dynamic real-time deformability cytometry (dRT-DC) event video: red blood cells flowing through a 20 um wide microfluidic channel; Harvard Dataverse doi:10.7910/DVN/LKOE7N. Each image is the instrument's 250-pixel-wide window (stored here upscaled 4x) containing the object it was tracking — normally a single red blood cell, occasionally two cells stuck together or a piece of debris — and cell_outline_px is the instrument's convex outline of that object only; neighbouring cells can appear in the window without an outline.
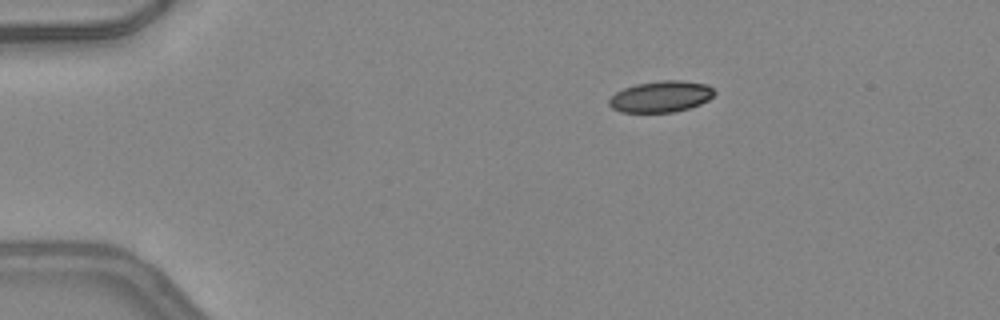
{"species": "common noctule bat (a hibernating species)", "species_latin": "Nyctalus noctula", "temperature_condition": "warm", "stored_images_in_passage": 41, "camera_frame_rate_fps": 3000, "um_per_image_px": 0.085, "animal": {"sex": "female", "body_mass_g": 24.6, "forearm_length_mm": 56.2}, "frame": {"image": 1, "passage_image": 1, "time_ms": 0.0, "image_size_px": [1000, 320], "cell_outline_px": [[716, 92], [708, 100], [700, 104], [688, 108], [672, 112], [620, 112], [612, 108], [608, 104], [608, 100], [616, 92], [624, 88], [636, 84], [660, 80], [680, 80], [708, 84]], "centroid_in_image_um": [56.17, 8.2], "position_along_channel_um": 28.8, "area_um2": 19.19}}
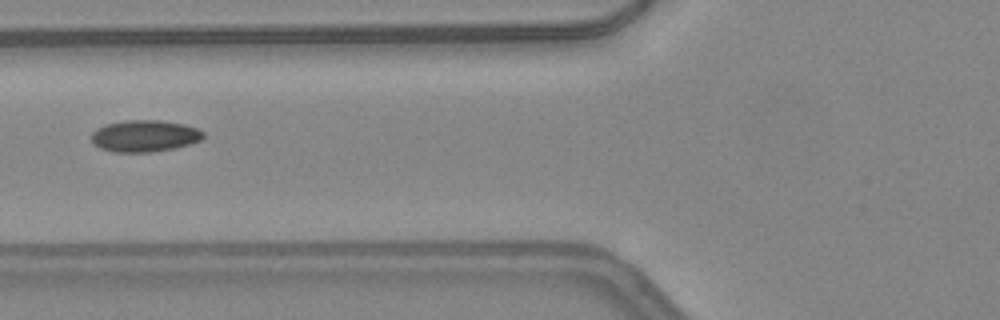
{"frame": {"image": 2, "passage_image": 12, "time_ms": 3.667, "image_size_px": [1000, 320], "cell_outline_px": [[204, 136], [200, 140], [192, 144], [176, 148], [152, 152], [112, 152], [100, 148], [92, 144], [92, 132], [96, 128], [104, 124], [124, 120], [160, 120], [184, 124], [196, 128], [204, 132]], "centroid_in_image_um": [12.27, 11.56], "position_along_channel_um": 113.5, "area_um2": 20.98}}
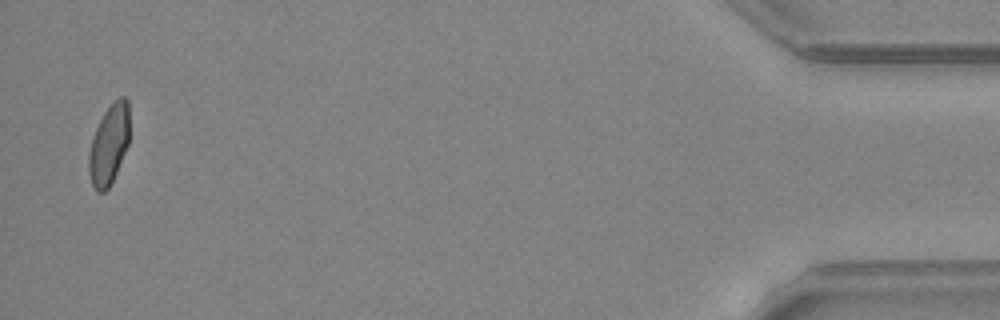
{"frame": {"image": 3, "passage_image": 40, "time_ms": 13.0, "image_size_px": [1000, 320], "cell_outline_px": [[128, 144], [116, 172], [108, 188], [104, 192], [96, 192], [92, 184], [88, 172], [88, 152], [92, 136], [104, 112], [120, 96], [124, 96], [128, 100]], "centroid_in_image_um": [9.23, 12.3], "position_along_channel_um": 426.0, "area_um2": 18.73}, "authors_computed_cell_mechanics": {"area_um2": 19.941, "velocity_mm_per_s": 4.2474, "shape_relaxation_time_tau1_ms": null, "shape_relaxation_time_tau2_ms": 1.6981, "deformation_change_tau1": null, "deformation_change_tau2": 0.0553}}